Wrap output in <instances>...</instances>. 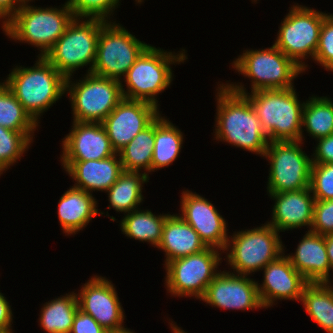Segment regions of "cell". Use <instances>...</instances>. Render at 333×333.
<instances>
[{
	"label": "cell",
	"instance_id": "6da1fadb",
	"mask_svg": "<svg viewBox=\"0 0 333 333\" xmlns=\"http://www.w3.org/2000/svg\"><path fill=\"white\" fill-rule=\"evenodd\" d=\"M219 85L216 89V140L263 157L269 138L250 100L245 95L232 91L224 83Z\"/></svg>",
	"mask_w": 333,
	"mask_h": 333
},
{
	"label": "cell",
	"instance_id": "7a4b0ae2",
	"mask_svg": "<svg viewBox=\"0 0 333 333\" xmlns=\"http://www.w3.org/2000/svg\"><path fill=\"white\" fill-rule=\"evenodd\" d=\"M239 84L226 83L232 91L245 95L250 100L269 142L305 140L302 133V111L305 102L298 100L294 87L258 90L250 94L242 83Z\"/></svg>",
	"mask_w": 333,
	"mask_h": 333
},
{
	"label": "cell",
	"instance_id": "3957f363",
	"mask_svg": "<svg viewBox=\"0 0 333 333\" xmlns=\"http://www.w3.org/2000/svg\"><path fill=\"white\" fill-rule=\"evenodd\" d=\"M35 62L30 68H13L4 83L39 124L42 113L66 93V78L45 57Z\"/></svg>",
	"mask_w": 333,
	"mask_h": 333
},
{
	"label": "cell",
	"instance_id": "277c9868",
	"mask_svg": "<svg viewBox=\"0 0 333 333\" xmlns=\"http://www.w3.org/2000/svg\"><path fill=\"white\" fill-rule=\"evenodd\" d=\"M60 7L40 8L25 4L2 26L7 37L37 47L44 57L75 18L68 2Z\"/></svg>",
	"mask_w": 333,
	"mask_h": 333
},
{
	"label": "cell",
	"instance_id": "5b68a950",
	"mask_svg": "<svg viewBox=\"0 0 333 333\" xmlns=\"http://www.w3.org/2000/svg\"><path fill=\"white\" fill-rule=\"evenodd\" d=\"M164 51L149 45L140 54L125 78H122L127 87L125 90L124 84H121L123 98L146 101L159 107L157 95L165 91L173 81L170 64H179L188 59L185 49L178 54Z\"/></svg>",
	"mask_w": 333,
	"mask_h": 333
},
{
	"label": "cell",
	"instance_id": "8992f818",
	"mask_svg": "<svg viewBox=\"0 0 333 333\" xmlns=\"http://www.w3.org/2000/svg\"><path fill=\"white\" fill-rule=\"evenodd\" d=\"M106 23L100 19L74 18L44 57L66 79L89 64L87 73H91L100 30Z\"/></svg>",
	"mask_w": 333,
	"mask_h": 333
},
{
	"label": "cell",
	"instance_id": "52a82bcc",
	"mask_svg": "<svg viewBox=\"0 0 333 333\" xmlns=\"http://www.w3.org/2000/svg\"><path fill=\"white\" fill-rule=\"evenodd\" d=\"M280 233L268 223L234 232L227 240V264L234 274L250 275L285 253ZM229 251V252H228ZM229 253V254H228Z\"/></svg>",
	"mask_w": 333,
	"mask_h": 333
},
{
	"label": "cell",
	"instance_id": "ba28073f",
	"mask_svg": "<svg viewBox=\"0 0 333 333\" xmlns=\"http://www.w3.org/2000/svg\"><path fill=\"white\" fill-rule=\"evenodd\" d=\"M232 63L239 74L251 79V92L293 88L294 79L304 71L274 44L266 49L244 50Z\"/></svg>",
	"mask_w": 333,
	"mask_h": 333
},
{
	"label": "cell",
	"instance_id": "9c48e42d",
	"mask_svg": "<svg viewBox=\"0 0 333 333\" xmlns=\"http://www.w3.org/2000/svg\"><path fill=\"white\" fill-rule=\"evenodd\" d=\"M71 78L66 79V92L75 122L101 123L123 99V82L92 73L85 74L76 83Z\"/></svg>",
	"mask_w": 333,
	"mask_h": 333
},
{
	"label": "cell",
	"instance_id": "30bf717a",
	"mask_svg": "<svg viewBox=\"0 0 333 333\" xmlns=\"http://www.w3.org/2000/svg\"><path fill=\"white\" fill-rule=\"evenodd\" d=\"M326 15L297 3L281 22L274 45L304 71L308 66L303 62L304 59L310 56L312 60L315 58L320 29Z\"/></svg>",
	"mask_w": 333,
	"mask_h": 333
},
{
	"label": "cell",
	"instance_id": "8fae6325",
	"mask_svg": "<svg viewBox=\"0 0 333 333\" xmlns=\"http://www.w3.org/2000/svg\"><path fill=\"white\" fill-rule=\"evenodd\" d=\"M119 23L107 22L100 30L96 59L91 73L122 82V76L149 46Z\"/></svg>",
	"mask_w": 333,
	"mask_h": 333
},
{
	"label": "cell",
	"instance_id": "7c38bea8",
	"mask_svg": "<svg viewBox=\"0 0 333 333\" xmlns=\"http://www.w3.org/2000/svg\"><path fill=\"white\" fill-rule=\"evenodd\" d=\"M303 143L269 142L263 155L270 160L267 193L298 191L310 187L312 158L301 149Z\"/></svg>",
	"mask_w": 333,
	"mask_h": 333
},
{
	"label": "cell",
	"instance_id": "4fadbf2b",
	"mask_svg": "<svg viewBox=\"0 0 333 333\" xmlns=\"http://www.w3.org/2000/svg\"><path fill=\"white\" fill-rule=\"evenodd\" d=\"M218 250L207 247L199 253L164 264L165 286L171 296L190 298L194 296L196 299H201L210 282L219 273L217 269L222 257Z\"/></svg>",
	"mask_w": 333,
	"mask_h": 333
},
{
	"label": "cell",
	"instance_id": "5bb4252c",
	"mask_svg": "<svg viewBox=\"0 0 333 333\" xmlns=\"http://www.w3.org/2000/svg\"><path fill=\"white\" fill-rule=\"evenodd\" d=\"M159 114V108L154 104L123 98L101 123L112 148L118 153Z\"/></svg>",
	"mask_w": 333,
	"mask_h": 333
},
{
	"label": "cell",
	"instance_id": "9a60e30c",
	"mask_svg": "<svg viewBox=\"0 0 333 333\" xmlns=\"http://www.w3.org/2000/svg\"><path fill=\"white\" fill-rule=\"evenodd\" d=\"M79 309L92 316L106 331L124 328V309L112 282L95 275L79 290Z\"/></svg>",
	"mask_w": 333,
	"mask_h": 333
},
{
	"label": "cell",
	"instance_id": "2e32d148",
	"mask_svg": "<svg viewBox=\"0 0 333 333\" xmlns=\"http://www.w3.org/2000/svg\"><path fill=\"white\" fill-rule=\"evenodd\" d=\"M180 200L179 216L199 234L206 247L216 248L224 253L230 236L226 220L216 207L205 197L189 190L182 192Z\"/></svg>",
	"mask_w": 333,
	"mask_h": 333
},
{
	"label": "cell",
	"instance_id": "e0dca14e",
	"mask_svg": "<svg viewBox=\"0 0 333 333\" xmlns=\"http://www.w3.org/2000/svg\"><path fill=\"white\" fill-rule=\"evenodd\" d=\"M201 300L225 310L264 308L258 295L257 281L247 275L234 274L226 270H220L208 285Z\"/></svg>",
	"mask_w": 333,
	"mask_h": 333
},
{
	"label": "cell",
	"instance_id": "ac0fdd59",
	"mask_svg": "<svg viewBox=\"0 0 333 333\" xmlns=\"http://www.w3.org/2000/svg\"><path fill=\"white\" fill-rule=\"evenodd\" d=\"M72 124L71 131L62 139L61 161L102 160L116 154L102 123Z\"/></svg>",
	"mask_w": 333,
	"mask_h": 333
},
{
	"label": "cell",
	"instance_id": "d6986e66",
	"mask_svg": "<svg viewBox=\"0 0 333 333\" xmlns=\"http://www.w3.org/2000/svg\"><path fill=\"white\" fill-rule=\"evenodd\" d=\"M262 270L263 284L257 282V287L264 308L271 307L278 299L301 301L304 287L309 282L291 265L285 254L267 264Z\"/></svg>",
	"mask_w": 333,
	"mask_h": 333
},
{
	"label": "cell",
	"instance_id": "ffe728a7",
	"mask_svg": "<svg viewBox=\"0 0 333 333\" xmlns=\"http://www.w3.org/2000/svg\"><path fill=\"white\" fill-rule=\"evenodd\" d=\"M275 201L272 220L267 223L279 233L289 229L307 226L309 231L313 223L315 198L310 187L298 191L269 193Z\"/></svg>",
	"mask_w": 333,
	"mask_h": 333
},
{
	"label": "cell",
	"instance_id": "44dd1931",
	"mask_svg": "<svg viewBox=\"0 0 333 333\" xmlns=\"http://www.w3.org/2000/svg\"><path fill=\"white\" fill-rule=\"evenodd\" d=\"M61 163L66 173L75 180L73 187L88 193L95 190L106 192L124 172L119 153L102 160Z\"/></svg>",
	"mask_w": 333,
	"mask_h": 333
},
{
	"label": "cell",
	"instance_id": "7402d4cb",
	"mask_svg": "<svg viewBox=\"0 0 333 333\" xmlns=\"http://www.w3.org/2000/svg\"><path fill=\"white\" fill-rule=\"evenodd\" d=\"M295 253L286 255L291 265L309 282H329L330 263L325 236L309 231L302 237Z\"/></svg>",
	"mask_w": 333,
	"mask_h": 333
},
{
	"label": "cell",
	"instance_id": "603a6c76",
	"mask_svg": "<svg viewBox=\"0 0 333 333\" xmlns=\"http://www.w3.org/2000/svg\"><path fill=\"white\" fill-rule=\"evenodd\" d=\"M58 218L63 233L73 235L83 230L98 214L97 201L92 193L71 186L59 199Z\"/></svg>",
	"mask_w": 333,
	"mask_h": 333
},
{
	"label": "cell",
	"instance_id": "cb8c5ba5",
	"mask_svg": "<svg viewBox=\"0 0 333 333\" xmlns=\"http://www.w3.org/2000/svg\"><path fill=\"white\" fill-rule=\"evenodd\" d=\"M165 252V264L188 255L196 254L206 245L199 234L179 215L170 214L164 223L162 238L157 247Z\"/></svg>",
	"mask_w": 333,
	"mask_h": 333
},
{
	"label": "cell",
	"instance_id": "d4e9b609",
	"mask_svg": "<svg viewBox=\"0 0 333 333\" xmlns=\"http://www.w3.org/2000/svg\"><path fill=\"white\" fill-rule=\"evenodd\" d=\"M165 118L159 114L154 119L151 172L171 165L179 156L183 146V133Z\"/></svg>",
	"mask_w": 333,
	"mask_h": 333
},
{
	"label": "cell",
	"instance_id": "484cf974",
	"mask_svg": "<svg viewBox=\"0 0 333 333\" xmlns=\"http://www.w3.org/2000/svg\"><path fill=\"white\" fill-rule=\"evenodd\" d=\"M143 172V173H142ZM126 172L124 171L117 181L106 191L110 207L117 212L124 214L138 209V205L143 201L142 187L149 181L146 172Z\"/></svg>",
	"mask_w": 333,
	"mask_h": 333
},
{
	"label": "cell",
	"instance_id": "4316f807",
	"mask_svg": "<svg viewBox=\"0 0 333 333\" xmlns=\"http://www.w3.org/2000/svg\"><path fill=\"white\" fill-rule=\"evenodd\" d=\"M170 214L155 215L151 210L136 209L125 214L120 220V228L125 236L158 247L166 218Z\"/></svg>",
	"mask_w": 333,
	"mask_h": 333
},
{
	"label": "cell",
	"instance_id": "83f0119b",
	"mask_svg": "<svg viewBox=\"0 0 333 333\" xmlns=\"http://www.w3.org/2000/svg\"><path fill=\"white\" fill-rule=\"evenodd\" d=\"M300 302L316 324L333 333V288L328 282L308 283Z\"/></svg>",
	"mask_w": 333,
	"mask_h": 333
},
{
	"label": "cell",
	"instance_id": "f1b7e54d",
	"mask_svg": "<svg viewBox=\"0 0 333 333\" xmlns=\"http://www.w3.org/2000/svg\"><path fill=\"white\" fill-rule=\"evenodd\" d=\"M79 309L77 295L71 292L43 304L39 322L46 333H70Z\"/></svg>",
	"mask_w": 333,
	"mask_h": 333
},
{
	"label": "cell",
	"instance_id": "f546056e",
	"mask_svg": "<svg viewBox=\"0 0 333 333\" xmlns=\"http://www.w3.org/2000/svg\"><path fill=\"white\" fill-rule=\"evenodd\" d=\"M154 148V120L139 132L118 153L123 170L126 172H151L152 154Z\"/></svg>",
	"mask_w": 333,
	"mask_h": 333
},
{
	"label": "cell",
	"instance_id": "4dcf8cb0",
	"mask_svg": "<svg viewBox=\"0 0 333 333\" xmlns=\"http://www.w3.org/2000/svg\"><path fill=\"white\" fill-rule=\"evenodd\" d=\"M0 126L22 132L31 142L33 131L39 126L4 82H0Z\"/></svg>",
	"mask_w": 333,
	"mask_h": 333
},
{
	"label": "cell",
	"instance_id": "1f68e13d",
	"mask_svg": "<svg viewBox=\"0 0 333 333\" xmlns=\"http://www.w3.org/2000/svg\"><path fill=\"white\" fill-rule=\"evenodd\" d=\"M302 127L312 138L333 134V101L327 96L309 97L302 111Z\"/></svg>",
	"mask_w": 333,
	"mask_h": 333
},
{
	"label": "cell",
	"instance_id": "d6a6232c",
	"mask_svg": "<svg viewBox=\"0 0 333 333\" xmlns=\"http://www.w3.org/2000/svg\"><path fill=\"white\" fill-rule=\"evenodd\" d=\"M31 143L22 132L0 126V175L21 159Z\"/></svg>",
	"mask_w": 333,
	"mask_h": 333
},
{
	"label": "cell",
	"instance_id": "836d02e7",
	"mask_svg": "<svg viewBox=\"0 0 333 333\" xmlns=\"http://www.w3.org/2000/svg\"><path fill=\"white\" fill-rule=\"evenodd\" d=\"M69 7L75 18L100 19L110 22L119 0H68Z\"/></svg>",
	"mask_w": 333,
	"mask_h": 333
},
{
	"label": "cell",
	"instance_id": "e575fe53",
	"mask_svg": "<svg viewBox=\"0 0 333 333\" xmlns=\"http://www.w3.org/2000/svg\"><path fill=\"white\" fill-rule=\"evenodd\" d=\"M310 189L315 200L333 199V163L312 164Z\"/></svg>",
	"mask_w": 333,
	"mask_h": 333
},
{
	"label": "cell",
	"instance_id": "d590c367",
	"mask_svg": "<svg viewBox=\"0 0 333 333\" xmlns=\"http://www.w3.org/2000/svg\"><path fill=\"white\" fill-rule=\"evenodd\" d=\"M314 60L327 71L333 70V15L325 16Z\"/></svg>",
	"mask_w": 333,
	"mask_h": 333
},
{
	"label": "cell",
	"instance_id": "8d00e7d4",
	"mask_svg": "<svg viewBox=\"0 0 333 333\" xmlns=\"http://www.w3.org/2000/svg\"><path fill=\"white\" fill-rule=\"evenodd\" d=\"M310 231L323 236L333 234V199L315 200Z\"/></svg>",
	"mask_w": 333,
	"mask_h": 333
},
{
	"label": "cell",
	"instance_id": "74e56055",
	"mask_svg": "<svg viewBox=\"0 0 333 333\" xmlns=\"http://www.w3.org/2000/svg\"><path fill=\"white\" fill-rule=\"evenodd\" d=\"M70 333H107L89 314L78 309Z\"/></svg>",
	"mask_w": 333,
	"mask_h": 333
},
{
	"label": "cell",
	"instance_id": "f35d334b",
	"mask_svg": "<svg viewBox=\"0 0 333 333\" xmlns=\"http://www.w3.org/2000/svg\"><path fill=\"white\" fill-rule=\"evenodd\" d=\"M317 140V146L313 152L312 164L333 163V134Z\"/></svg>",
	"mask_w": 333,
	"mask_h": 333
},
{
	"label": "cell",
	"instance_id": "ab89813d",
	"mask_svg": "<svg viewBox=\"0 0 333 333\" xmlns=\"http://www.w3.org/2000/svg\"><path fill=\"white\" fill-rule=\"evenodd\" d=\"M13 314L6 297L0 292V330H12Z\"/></svg>",
	"mask_w": 333,
	"mask_h": 333
},
{
	"label": "cell",
	"instance_id": "60d3db41",
	"mask_svg": "<svg viewBox=\"0 0 333 333\" xmlns=\"http://www.w3.org/2000/svg\"><path fill=\"white\" fill-rule=\"evenodd\" d=\"M21 7L19 0H0V20H4L2 25L4 26Z\"/></svg>",
	"mask_w": 333,
	"mask_h": 333
},
{
	"label": "cell",
	"instance_id": "b9f144b4",
	"mask_svg": "<svg viewBox=\"0 0 333 333\" xmlns=\"http://www.w3.org/2000/svg\"><path fill=\"white\" fill-rule=\"evenodd\" d=\"M325 242H326V252L328 260L330 263L331 270L333 272V234L325 235Z\"/></svg>",
	"mask_w": 333,
	"mask_h": 333
},
{
	"label": "cell",
	"instance_id": "7bdbcfd3",
	"mask_svg": "<svg viewBox=\"0 0 333 333\" xmlns=\"http://www.w3.org/2000/svg\"><path fill=\"white\" fill-rule=\"evenodd\" d=\"M170 326H171V328H172V333H187V332H185L184 330H182V328L181 327H178V326H176V324L175 323H173V321H171V323L169 324ZM181 328V329H180Z\"/></svg>",
	"mask_w": 333,
	"mask_h": 333
},
{
	"label": "cell",
	"instance_id": "ee69618b",
	"mask_svg": "<svg viewBox=\"0 0 333 333\" xmlns=\"http://www.w3.org/2000/svg\"><path fill=\"white\" fill-rule=\"evenodd\" d=\"M107 333H135V332L124 327L118 330L107 331Z\"/></svg>",
	"mask_w": 333,
	"mask_h": 333
},
{
	"label": "cell",
	"instance_id": "f6af8a7d",
	"mask_svg": "<svg viewBox=\"0 0 333 333\" xmlns=\"http://www.w3.org/2000/svg\"><path fill=\"white\" fill-rule=\"evenodd\" d=\"M31 1L33 0H19V2L22 4V5H25V4H29Z\"/></svg>",
	"mask_w": 333,
	"mask_h": 333
},
{
	"label": "cell",
	"instance_id": "bcb514c9",
	"mask_svg": "<svg viewBox=\"0 0 333 333\" xmlns=\"http://www.w3.org/2000/svg\"><path fill=\"white\" fill-rule=\"evenodd\" d=\"M0 333H13V330H0Z\"/></svg>",
	"mask_w": 333,
	"mask_h": 333
},
{
	"label": "cell",
	"instance_id": "7dc6e473",
	"mask_svg": "<svg viewBox=\"0 0 333 333\" xmlns=\"http://www.w3.org/2000/svg\"><path fill=\"white\" fill-rule=\"evenodd\" d=\"M137 3L141 4L143 0H135Z\"/></svg>",
	"mask_w": 333,
	"mask_h": 333
},
{
	"label": "cell",
	"instance_id": "c3c4849f",
	"mask_svg": "<svg viewBox=\"0 0 333 333\" xmlns=\"http://www.w3.org/2000/svg\"><path fill=\"white\" fill-rule=\"evenodd\" d=\"M328 283H329V284H330V286L333 288V284L331 285V283H333V282H330V281H329Z\"/></svg>",
	"mask_w": 333,
	"mask_h": 333
}]
</instances>
